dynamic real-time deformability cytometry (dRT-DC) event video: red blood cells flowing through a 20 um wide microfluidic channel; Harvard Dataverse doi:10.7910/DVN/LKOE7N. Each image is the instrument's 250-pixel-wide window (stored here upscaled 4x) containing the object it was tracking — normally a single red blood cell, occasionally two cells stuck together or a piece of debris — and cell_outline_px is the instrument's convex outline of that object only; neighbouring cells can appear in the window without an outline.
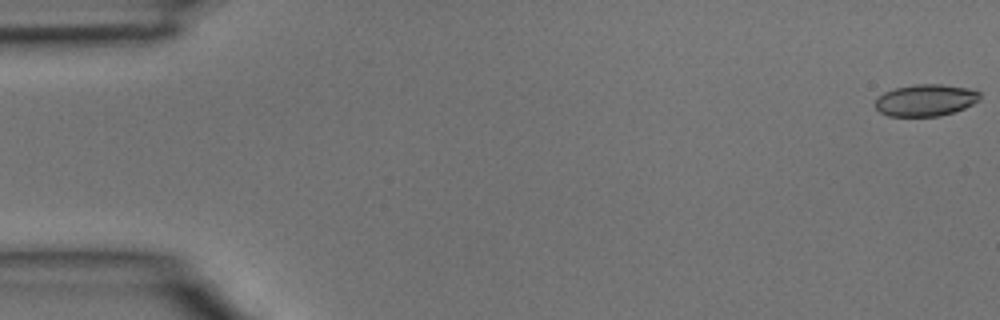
{"species": "common noctule bat (a hibernating species)", "species_latin": "Nyctalus noctula", "temperature_condition": "room temperature", "stored_images_in_passage": 4, "camera_frame_rate_fps": 3000, "um_per_image_px": 0.085, "animal": {"sex": "male", "body_mass_g": 15.6}, "frame": {"image": 1, "passage_image": 1, "time_ms": 0.0, "image_size_px": [1000, 320], "cell_outline_px": [[980, 100], [964, 108], [940, 116], [888, 116], [880, 112], [876, 108], [876, 100], [884, 92], [896, 88], [916, 84], [940, 84], [968, 88], [980, 92]], "centroid_in_image_um": [78.69, 8.52], "position_along_channel_um": 6.3, "area_um2": 19.25}}
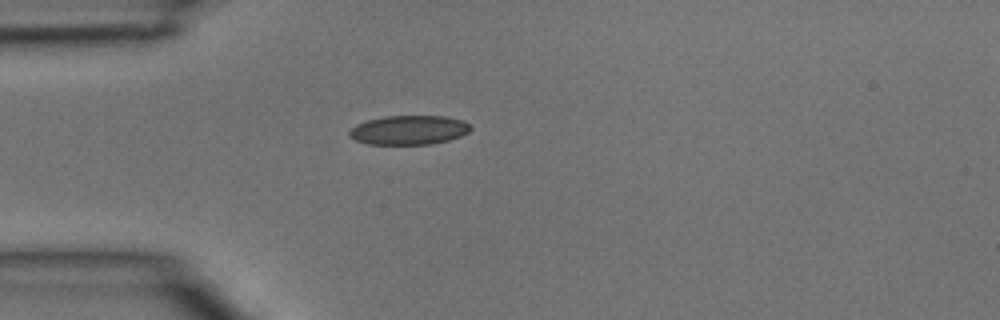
{"frame": {"image": 2, "passage_image": 4, "time_ms": 1.0, "image_size_px": [1000, 320], "cell_outline_px": [[472, 128], [468, 132], [460, 136], [448, 140], [432, 144], [368, 144], [356, 140], [348, 136], [348, 132], [356, 124], [368, 120], [384, 116], [444, 116], [464, 120], [472, 124]], "centroid_in_image_um": [34.78, 11.05], "position_along_channel_um": 50.2, "area_um2": 20.75}}